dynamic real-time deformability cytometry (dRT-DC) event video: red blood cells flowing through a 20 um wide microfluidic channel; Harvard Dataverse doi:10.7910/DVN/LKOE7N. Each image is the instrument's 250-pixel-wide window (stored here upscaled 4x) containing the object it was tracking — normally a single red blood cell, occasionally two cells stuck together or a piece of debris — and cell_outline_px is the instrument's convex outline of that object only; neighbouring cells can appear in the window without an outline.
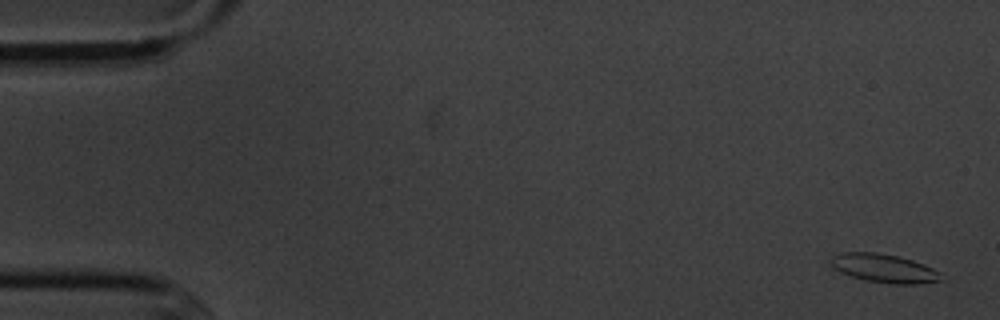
{"species": "common noctule bat (a hibernating species)", "species_latin": "Nyctalus noctula", "temperature_condition": "cold", "stored_images_in_passage": 5, "camera_frame_rate_fps": 3000, "um_per_image_px": 0.085, "animal": {"sex": "male", "body_mass_g": 20.1, "forearm_length_mm": 53.5}, "frame": {"image": 1, "passage_image": 1, "time_ms": 0.0, "image_size_px": [1000, 320], "cell_outline_px": [[940, 280], [916, 284], [892, 284], [864, 280], [840, 272], [832, 268], [828, 260], [832, 256], [844, 252], [876, 252], [896, 256], [912, 260], [924, 264], [940, 272]], "centroid_in_image_um": [75.08, 22.8], "position_along_channel_um": 9.9, "area_um2": 18.32}}
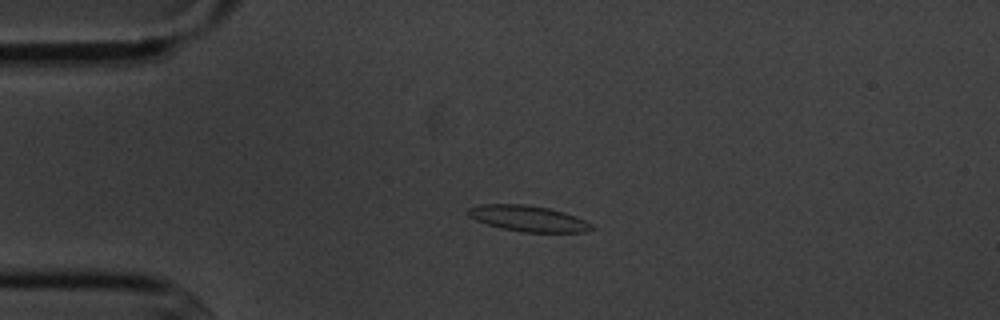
{"frame": {"image": 2, "passage_image": 4, "time_ms": 3.667, "image_size_px": [1000, 320], "cell_outline_px": [[596, 228], [584, 232], [524, 232], [500, 228], [476, 220], [468, 216], [468, 208], [480, 204], [524, 204], [548, 208], [564, 212], [576, 216], [592, 224]], "centroid_in_image_um": [44.9, 18.57], "position_along_channel_um": 40.1, "area_um2": 18.61}}